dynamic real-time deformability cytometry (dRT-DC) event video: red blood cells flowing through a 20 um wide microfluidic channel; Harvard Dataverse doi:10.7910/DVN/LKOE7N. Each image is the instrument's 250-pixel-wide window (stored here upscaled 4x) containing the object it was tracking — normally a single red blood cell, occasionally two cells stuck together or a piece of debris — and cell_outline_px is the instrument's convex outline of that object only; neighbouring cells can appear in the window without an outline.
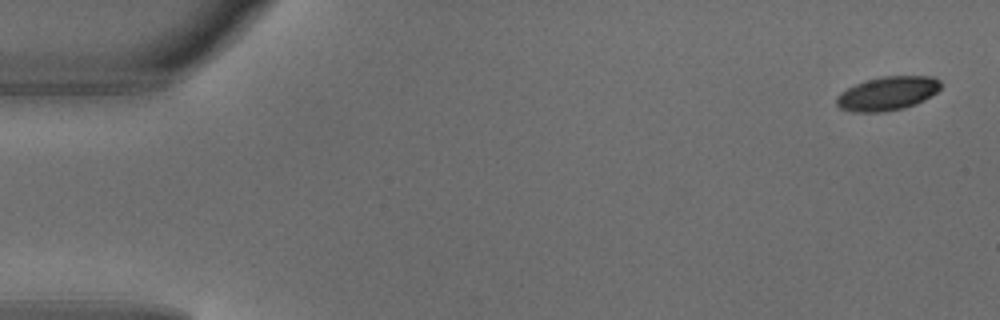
{"species": "common noctule bat (a hibernating species)", "species_latin": "Nyctalus noctula", "temperature_condition": "warm", "stored_images_in_passage": 5, "camera_frame_rate_fps": 3000, "um_per_image_px": 0.085, "animal": {"sex": "male", "body_mass_g": 18.8}, "frame": {"image": 1, "passage_image": 1, "time_ms": 0.0, "image_size_px": [1000, 320], "cell_outline_px": [[940, 88], [936, 92], [924, 100], [916, 104], [900, 108], [880, 112], [852, 112], [840, 108], [836, 104], [836, 96], [840, 92], [864, 80], [880, 76], [932, 76], [940, 80]], "centroid_in_image_um": [75.41, 7.93], "position_along_channel_um": 9.6, "area_um2": 20.52}}
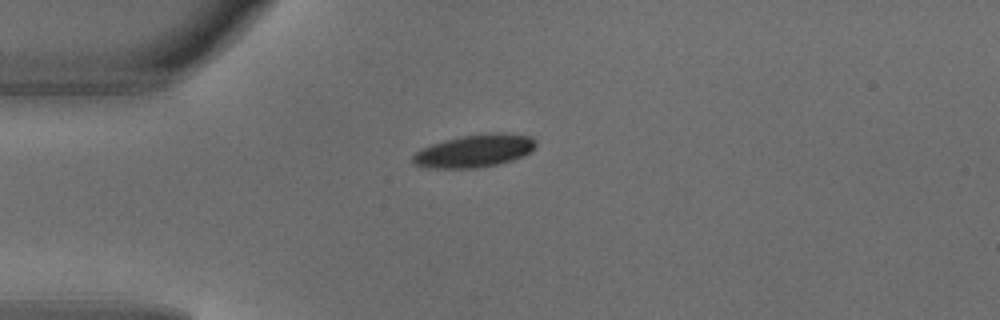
{"frame": {"image": 2, "passage_image": 4, "time_ms": 1.0, "image_size_px": [1000, 320], "cell_outline_px": [[536, 148], [512, 160], [496, 164], [476, 168], [428, 168], [412, 164], [412, 156], [420, 148], [444, 140], [464, 136], [488, 132], [500, 132], [532, 136], [536, 140]], "centroid_in_image_um": [40.31, 12.81], "position_along_channel_um": 44.7, "area_um2": 23.52}}